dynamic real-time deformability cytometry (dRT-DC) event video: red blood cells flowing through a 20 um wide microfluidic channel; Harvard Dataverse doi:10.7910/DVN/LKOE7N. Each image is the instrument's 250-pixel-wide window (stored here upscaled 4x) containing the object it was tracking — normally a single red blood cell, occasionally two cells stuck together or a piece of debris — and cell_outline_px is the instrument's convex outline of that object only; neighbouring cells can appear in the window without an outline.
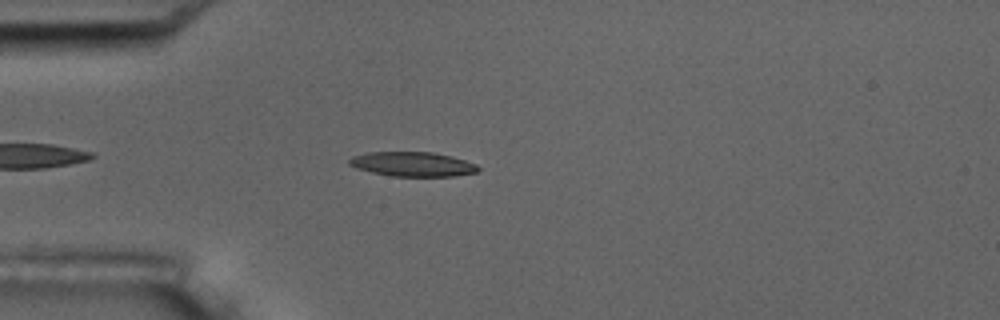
{"species": "common noctule bat (a hibernating species)", "species_latin": "Nyctalus noctula", "temperature_condition": "room temperature", "stored_images_in_passage": 2, "camera_frame_rate_fps": 3000, "um_per_image_px": 0.085, "animal": {"sex": "male", "body_mass_g": 17.5, "forearm_length_mm": 52.3}, "frame": {"image": 1, "passage_image": 1, "time_ms": 0.0, "image_size_px": [1000, 320], "cell_outline_px": [[480, 168], [476, 172], [452, 176], [392, 176], [372, 172], [356, 168], [348, 164], [348, 160], [352, 156], [368, 152], [432, 152], [452, 156], [476, 164]], "centroid_in_image_um": [35.05, 13.95], "position_along_channel_um": 50.0, "area_um2": 18.32}}